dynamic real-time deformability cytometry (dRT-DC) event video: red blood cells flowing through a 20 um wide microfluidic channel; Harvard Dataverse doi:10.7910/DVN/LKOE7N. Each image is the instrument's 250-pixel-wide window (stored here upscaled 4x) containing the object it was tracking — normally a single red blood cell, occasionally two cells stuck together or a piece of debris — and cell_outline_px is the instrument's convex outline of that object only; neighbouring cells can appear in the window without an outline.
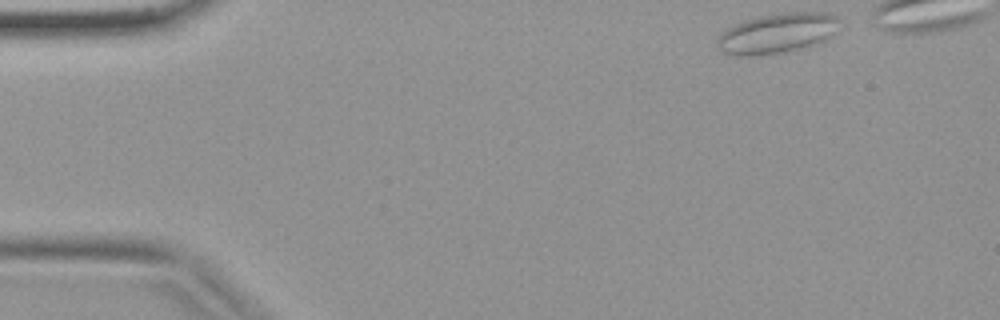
{"species": "common noctule bat (a hibernating species)", "species_latin": "Nyctalus noctula", "temperature_condition": "warm", "stored_images_in_passage": 4, "camera_frame_rate_fps": 3000, "um_per_image_px": 0.085, "animal": {"sex": "female", "body_mass_g": 19.9}, "frame": {"image": 1, "passage_image": 1, "time_ms": 0.0, "image_size_px": [1000, 320], "cell_outline_px": [[840, 20], [832, 36], [820, 44], [808, 48], [784, 52], [748, 56], [740, 56], [720, 52], [716, 48], [716, 40], [728, 28], [736, 24], [760, 16], [784, 12], [828, 12], [836, 16]], "centroid_in_image_um": [66.1, 2.84], "position_along_channel_um": 18.9, "area_um2": 28.78}}